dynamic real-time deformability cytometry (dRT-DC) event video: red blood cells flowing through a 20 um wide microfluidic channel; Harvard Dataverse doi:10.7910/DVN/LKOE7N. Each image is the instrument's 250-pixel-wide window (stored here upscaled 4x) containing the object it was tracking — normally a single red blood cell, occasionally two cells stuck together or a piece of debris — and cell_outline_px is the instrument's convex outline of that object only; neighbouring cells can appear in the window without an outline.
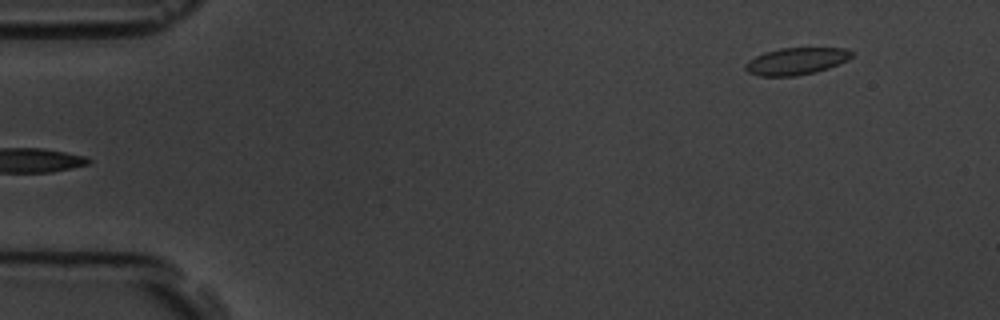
{"species": "common noctule bat (a hibernating species)", "species_latin": "Nyctalus noctula", "temperature_condition": "room temperature", "stored_images_in_passage": 4, "segment_of_instrument_passage": [2, 2], "camera_frame_rate_fps": 3000, "um_per_image_px": 0.085, "animal": {"sex": "male", "body_mass_g": 19.5, "forearm_length_mm": 54.6}, "frame": {"image": 1, "passage_image": 4, "time_ms": 4.333, "image_size_px": [1000, 320], "cell_outline_px": [[852, 56], [848, 60], [828, 68], [816, 72], [796, 76], [760, 76], [748, 72], [744, 68], [744, 64], [748, 60], [764, 52], [780, 48], [848, 48], [852, 52]], "centroid_in_image_um": [67.66, 5.2], "position_along_channel_um": 17.3, "area_um2": 16.82}}